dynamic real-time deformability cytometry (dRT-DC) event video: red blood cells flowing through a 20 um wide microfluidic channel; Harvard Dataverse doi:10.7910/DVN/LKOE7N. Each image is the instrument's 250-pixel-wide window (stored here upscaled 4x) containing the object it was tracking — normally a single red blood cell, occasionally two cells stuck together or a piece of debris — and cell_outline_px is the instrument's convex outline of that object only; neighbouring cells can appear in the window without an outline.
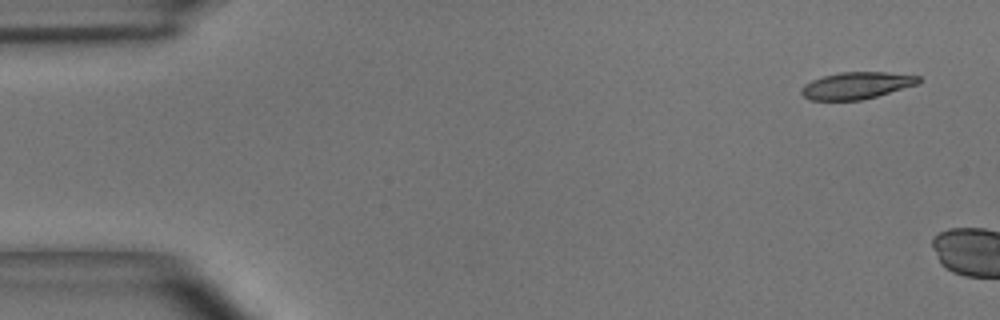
{"species": "common noctule bat (a hibernating species)", "species_latin": "Nyctalus noctula", "temperature_condition": "room temperature", "stored_images_in_passage": 2, "camera_frame_rate_fps": 3000, "um_per_image_px": 0.085, "animal": {"sex": "male", "body_mass_g": 15.6}, "frame": {"image": 1, "passage_image": 1, "time_ms": 0.0, "image_size_px": [1000, 320], "cell_outline_px": [[920, 80], [916, 84], [876, 96], [860, 100], [808, 100], [800, 92], [800, 88], [804, 84], [812, 80], [824, 76], [840, 72], [884, 72], [920, 76]], "centroid_in_image_um": [72.74, 7.27], "position_along_channel_um": 12.3, "area_um2": 18.15}}